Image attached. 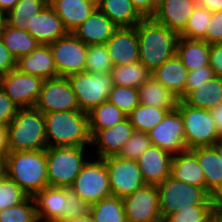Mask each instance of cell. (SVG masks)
Returning a JSON list of instances; mask_svg holds the SVG:
<instances>
[{
  "label": "cell",
  "mask_w": 222,
  "mask_h": 222,
  "mask_svg": "<svg viewBox=\"0 0 222 222\" xmlns=\"http://www.w3.org/2000/svg\"><path fill=\"white\" fill-rule=\"evenodd\" d=\"M110 74L113 85L132 88H139L151 77V71L140 61L113 66Z\"/></svg>",
  "instance_id": "33"
},
{
  "label": "cell",
  "mask_w": 222,
  "mask_h": 222,
  "mask_svg": "<svg viewBox=\"0 0 222 222\" xmlns=\"http://www.w3.org/2000/svg\"><path fill=\"white\" fill-rule=\"evenodd\" d=\"M59 222H94L90 214L83 217L60 220Z\"/></svg>",
  "instance_id": "56"
},
{
  "label": "cell",
  "mask_w": 222,
  "mask_h": 222,
  "mask_svg": "<svg viewBox=\"0 0 222 222\" xmlns=\"http://www.w3.org/2000/svg\"><path fill=\"white\" fill-rule=\"evenodd\" d=\"M6 24V13L0 10V33L5 28Z\"/></svg>",
  "instance_id": "57"
},
{
  "label": "cell",
  "mask_w": 222,
  "mask_h": 222,
  "mask_svg": "<svg viewBox=\"0 0 222 222\" xmlns=\"http://www.w3.org/2000/svg\"><path fill=\"white\" fill-rule=\"evenodd\" d=\"M16 68V60L0 39V77Z\"/></svg>",
  "instance_id": "50"
},
{
  "label": "cell",
  "mask_w": 222,
  "mask_h": 222,
  "mask_svg": "<svg viewBox=\"0 0 222 222\" xmlns=\"http://www.w3.org/2000/svg\"><path fill=\"white\" fill-rule=\"evenodd\" d=\"M197 3L211 12L222 11V0H197Z\"/></svg>",
  "instance_id": "53"
},
{
  "label": "cell",
  "mask_w": 222,
  "mask_h": 222,
  "mask_svg": "<svg viewBox=\"0 0 222 222\" xmlns=\"http://www.w3.org/2000/svg\"><path fill=\"white\" fill-rule=\"evenodd\" d=\"M204 173L206 192L216 198L222 192V158L216 146L196 147L190 150Z\"/></svg>",
  "instance_id": "22"
},
{
  "label": "cell",
  "mask_w": 222,
  "mask_h": 222,
  "mask_svg": "<svg viewBox=\"0 0 222 222\" xmlns=\"http://www.w3.org/2000/svg\"><path fill=\"white\" fill-rule=\"evenodd\" d=\"M147 134L152 145L162 148L172 156L187 150L184 139V121L177 108L168 111L163 120Z\"/></svg>",
  "instance_id": "14"
},
{
  "label": "cell",
  "mask_w": 222,
  "mask_h": 222,
  "mask_svg": "<svg viewBox=\"0 0 222 222\" xmlns=\"http://www.w3.org/2000/svg\"><path fill=\"white\" fill-rule=\"evenodd\" d=\"M36 219L35 203L30 196L19 204L0 210V222H34Z\"/></svg>",
  "instance_id": "42"
},
{
  "label": "cell",
  "mask_w": 222,
  "mask_h": 222,
  "mask_svg": "<svg viewBox=\"0 0 222 222\" xmlns=\"http://www.w3.org/2000/svg\"><path fill=\"white\" fill-rule=\"evenodd\" d=\"M25 30L44 45H49L68 33L62 20L49 4L39 14L29 18Z\"/></svg>",
  "instance_id": "19"
},
{
  "label": "cell",
  "mask_w": 222,
  "mask_h": 222,
  "mask_svg": "<svg viewBox=\"0 0 222 222\" xmlns=\"http://www.w3.org/2000/svg\"><path fill=\"white\" fill-rule=\"evenodd\" d=\"M8 153H9L8 128L0 126V157L5 160L6 155Z\"/></svg>",
  "instance_id": "52"
},
{
  "label": "cell",
  "mask_w": 222,
  "mask_h": 222,
  "mask_svg": "<svg viewBox=\"0 0 222 222\" xmlns=\"http://www.w3.org/2000/svg\"><path fill=\"white\" fill-rule=\"evenodd\" d=\"M4 174V159L0 157V176Z\"/></svg>",
  "instance_id": "61"
},
{
  "label": "cell",
  "mask_w": 222,
  "mask_h": 222,
  "mask_svg": "<svg viewBox=\"0 0 222 222\" xmlns=\"http://www.w3.org/2000/svg\"><path fill=\"white\" fill-rule=\"evenodd\" d=\"M118 27L98 8L72 33L86 45L105 44Z\"/></svg>",
  "instance_id": "24"
},
{
  "label": "cell",
  "mask_w": 222,
  "mask_h": 222,
  "mask_svg": "<svg viewBox=\"0 0 222 222\" xmlns=\"http://www.w3.org/2000/svg\"><path fill=\"white\" fill-rule=\"evenodd\" d=\"M19 0H0V10L6 14L11 11Z\"/></svg>",
  "instance_id": "55"
},
{
  "label": "cell",
  "mask_w": 222,
  "mask_h": 222,
  "mask_svg": "<svg viewBox=\"0 0 222 222\" xmlns=\"http://www.w3.org/2000/svg\"><path fill=\"white\" fill-rule=\"evenodd\" d=\"M97 8L117 27L136 26L144 19L131 0H97Z\"/></svg>",
  "instance_id": "28"
},
{
  "label": "cell",
  "mask_w": 222,
  "mask_h": 222,
  "mask_svg": "<svg viewBox=\"0 0 222 222\" xmlns=\"http://www.w3.org/2000/svg\"><path fill=\"white\" fill-rule=\"evenodd\" d=\"M215 146L217 147L220 156L222 158V137L218 140V142L215 144Z\"/></svg>",
  "instance_id": "60"
},
{
  "label": "cell",
  "mask_w": 222,
  "mask_h": 222,
  "mask_svg": "<svg viewBox=\"0 0 222 222\" xmlns=\"http://www.w3.org/2000/svg\"><path fill=\"white\" fill-rule=\"evenodd\" d=\"M170 176L178 181L203 188L206 191L204 173L197 157L190 150L173 156Z\"/></svg>",
  "instance_id": "27"
},
{
  "label": "cell",
  "mask_w": 222,
  "mask_h": 222,
  "mask_svg": "<svg viewBox=\"0 0 222 222\" xmlns=\"http://www.w3.org/2000/svg\"><path fill=\"white\" fill-rule=\"evenodd\" d=\"M166 108L139 104L128 116L134 131L148 132L156 127L167 114Z\"/></svg>",
  "instance_id": "36"
},
{
  "label": "cell",
  "mask_w": 222,
  "mask_h": 222,
  "mask_svg": "<svg viewBox=\"0 0 222 222\" xmlns=\"http://www.w3.org/2000/svg\"><path fill=\"white\" fill-rule=\"evenodd\" d=\"M212 12L196 5L180 37L189 40H203L210 22Z\"/></svg>",
  "instance_id": "38"
},
{
  "label": "cell",
  "mask_w": 222,
  "mask_h": 222,
  "mask_svg": "<svg viewBox=\"0 0 222 222\" xmlns=\"http://www.w3.org/2000/svg\"><path fill=\"white\" fill-rule=\"evenodd\" d=\"M105 45L113 66L139 61V40L135 26L118 27Z\"/></svg>",
  "instance_id": "17"
},
{
  "label": "cell",
  "mask_w": 222,
  "mask_h": 222,
  "mask_svg": "<svg viewBox=\"0 0 222 222\" xmlns=\"http://www.w3.org/2000/svg\"><path fill=\"white\" fill-rule=\"evenodd\" d=\"M54 57L58 76L85 72L87 46L73 33H67L49 44Z\"/></svg>",
  "instance_id": "11"
},
{
  "label": "cell",
  "mask_w": 222,
  "mask_h": 222,
  "mask_svg": "<svg viewBox=\"0 0 222 222\" xmlns=\"http://www.w3.org/2000/svg\"><path fill=\"white\" fill-rule=\"evenodd\" d=\"M46 168V149L9 152L4 160V173L30 197L49 186Z\"/></svg>",
  "instance_id": "3"
},
{
  "label": "cell",
  "mask_w": 222,
  "mask_h": 222,
  "mask_svg": "<svg viewBox=\"0 0 222 222\" xmlns=\"http://www.w3.org/2000/svg\"><path fill=\"white\" fill-rule=\"evenodd\" d=\"M210 114L215 122L220 136L222 137V103H220L217 107L211 109Z\"/></svg>",
  "instance_id": "54"
},
{
  "label": "cell",
  "mask_w": 222,
  "mask_h": 222,
  "mask_svg": "<svg viewBox=\"0 0 222 222\" xmlns=\"http://www.w3.org/2000/svg\"><path fill=\"white\" fill-rule=\"evenodd\" d=\"M44 79L17 68L0 77V87L19 108L34 107Z\"/></svg>",
  "instance_id": "13"
},
{
  "label": "cell",
  "mask_w": 222,
  "mask_h": 222,
  "mask_svg": "<svg viewBox=\"0 0 222 222\" xmlns=\"http://www.w3.org/2000/svg\"><path fill=\"white\" fill-rule=\"evenodd\" d=\"M173 156L162 148L151 145L137 160L143 180L158 185L170 176Z\"/></svg>",
  "instance_id": "20"
},
{
  "label": "cell",
  "mask_w": 222,
  "mask_h": 222,
  "mask_svg": "<svg viewBox=\"0 0 222 222\" xmlns=\"http://www.w3.org/2000/svg\"><path fill=\"white\" fill-rule=\"evenodd\" d=\"M68 33L78 28L96 9V0H49Z\"/></svg>",
  "instance_id": "23"
},
{
  "label": "cell",
  "mask_w": 222,
  "mask_h": 222,
  "mask_svg": "<svg viewBox=\"0 0 222 222\" xmlns=\"http://www.w3.org/2000/svg\"><path fill=\"white\" fill-rule=\"evenodd\" d=\"M34 108L43 114L80 110L76 94L64 76L44 80Z\"/></svg>",
  "instance_id": "10"
},
{
  "label": "cell",
  "mask_w": 222,
  "mask_h": 222,
  "mask_svg": "<svg viewBox=\"0 0 222 222\" xmlns=\"http://www.w3.org/2000/svg\"><path fill=\"white\" fill-rule=\"evenodd\" d=\"M203 41L210 45L222 43V11L212 12Z\"/></svg>",
  "instance_id": "46"
},
{
  "label": "cell",
  "mask_w": 222,
  "mask_h": 222,
  "mask_svg": "<svg viewBox=\"0 0 222 222\" xmlns=\"http://www.w3.org/2000/svg\"><path fill=\"white\" fill-rule=\"evenodd\" d=\"M151 145V140L146 132L134 131L118 156L122 159L137 161Z\"/></svg>",
  "instance_id": "44"
},
{
  "label": "cell",
  "mask_w": 222,
  "mask_h": 222,
  "mask_svg": "<svg viewBox=\"0 0 222 222\" xmlns=\"http://www.w3.org/2000/svg\"><path fill=\"white\" fill-rule=\"evenodd\" d=\"M158 0H131L137 12L144 18H152L157 8Z\"/></svg>",
  "instance_id": "51"
},
{
  "label": "cell",
  "mask_w": 222,
  "mask_h": 222,
  "mask_svg": "<svg viewBox=\"0 0 222 222\" xmlns=\"http://www.w3.org/2000/svg\"><path fill=\"white\" fill-rule=\"evenodd\" d=\"M109 173L112 196L124 198L146 185L138 162L110 156L104 159Z\"/></svg>",
  "instance_id": "12"
},
{
  "label": "cell",
  "mask_w": 222,
  "mask_h": 222,
  "mask_svg": "<svg viewBox=\"0 0 222 222\" xmlns=\"http://www.w3.org/2000/svg\"><path fill=\"white\" fill-rule=\"evenodd\" d=\"M32 198L38 219L50 222L67 219L66 188L48 186Z\"/></svg>",
  "instance_id": "21"
},
{
  "label": "cell",
  "mask_w": 222,
  "mask_h": 222,
  "mask_svg": "<svg viewBox=\"0 0 222 222\" xmlns=\"http://www.w3.org/2000/svg\"><path fill=\"white\" fill-rule=\"evenodd\" d=\"M218 209H222V192L215 198Z\"/></svg>",
  "instance_id": "59"
},
{
  "label": "cell",
  "mask_w": 222,
  "mask_h": 222,
  "mask_svg": "<svg viewBox=\"0 0 222 222\" xmlns=\"http://www.w3.org/2000/svg\"><path fill=\"white\" fill-rule=\"evenodd\" d=\"M156 186L162 219L193 205H217L215 198L203 188L178 181L171 176Z\"/></svg>",
  "instance_id": "6"
},
{
  "label": "cell",
  "mask_w": 222,
  "mask_h": 222,
  "mask_svg": "<svg viewBox=\"0 0 222 222\" xmlns=\"http://www.w3.org/2000/svg\"><path fill=\"white\" fill-rule=\"evenodd\" d=\"M47 147L91 146L88 113L74 110L44 114Z\"/></svg>",
  "instance_id": "2"
},
{
  "label": "cell",
  "mask_w": 222,
  "mask_h": 222,
  "mask_svg": "<svg viewBox=\"0 0 222 222\" xmlns=\"http://www.w3.org/2000/svg\"><path fill=\"white\" fill-rule=\"evenodd\" d=\"M214 72L209 66L200 67L193 71H188L187 81H186V96L204 81L210 80L214 77Z\"/></svg>",
  "instance_id": "48"
},
{
  "label": "cell",
  "mask_w": 222,
  "mask_h": 222,
  "mask_svg": "<svg viewBox=\"0 0 222 222\" xmlns=\"http://www.w3.org/2000/svg\"><path fill=\"white\" fill-rule=\"evenodd\" d=\"M209 65L214 75L222 78V43L210 45Z\"/></svg>",
  "instance_id": "49"
},
{
  "label": "cell",
  "mask_w": 222,
  "mask_h": 222,
  "mask_svg": "<svg viewBox=\"0 0 222 222\" xmlns=\"http://www.w3.org/2000/svg\"><path fill=\"white\" fill-rule=\"evenodd\" d=\"M91 157V146L47 147L46 169L49 186L70 188Z\"/></svg>",
  "instance_id": "5"
},
{
  "label": "cell",
  "mask_w": 222,
  "mask_h": 222,
  "mask_svg": "<svg viewBox=\"0 0 222 222\" xmlns=\"http://www.w3.org/2000/svg\"><path fill=\"white\" fill-rule=\"evenodd\" d=\"M28 195L5 173L0 176V210L23 202Z\"/></svg>",
  "instance_id": "43"
},
{
  "label": "cell",
  "mask_w": 222,
  "mask_h": 222,
  "mask_svg": "<svg viewBox=\"0 0 222 222\" xmlns=\"http://www.w3.org/2000/svg\"><path fill=\"white\" fill-rule=\"evenodd\" d=\"M7 128L9 152L47 148L44 114L36 108H19Z\"/></svg>",
  "instance_id": "4"
},
{
  "label": "cell",
  "mask_w": 222,
  "mask_h": 222,
  "mask_svg": "<svg viewBox=\"0 0 222 222\" xmlns=\"http://www.w3.org/2000/svg\"><path fill=\"white\" fill-rule=\"evenodd\" d=\"M67 219L89 214L90 206L82 201L71 188H66Z\"/></svg>",
  "instance_id": "45"
},
{
  "label": "cell",
  "mask_w": 222,
  "mask_h": 222,
  "mask_svg": "<svg viewBox=\"0 0 222 222\" xmlns=\"http://www.w3.org/2000/svg\"><path fill=\"white\" fill-rule=\"evenodd\" d=\"M183 101L189 106L211 110L222 103V78L214 76L192 90Z\"/></svg>",
  "instance_id": "30"
},
{
  "label": "cell",
  "mask_w": 222,
  "mask_h": 222,
  "mask_svg": "<svg viewBox=\"0 0 222 222\" xmlns=\"http://www.w3.org/2000/svg\"><path fill=\"white\" fill-rule=\"evenodd\" d=\"M108 101L128 116L139 105V90L138 88L113 85Z\"/></svg>",
  "instance_id": "41"
},
{
  "label": "cell",
  "mask_w": 222,
  "mask_h": 222,
  "mask_svg": "<svg viewBox=\"0 0 222 222\" xmlns=\"http://www.w3.org/2000/svg\"><path fill=\"white\" fill-rule=\"evenodd\" d=\"M16 68L22 73L44 80L58 76L50 45L40 44L30 54L18 59Z\"/></svg>",
  "instance_id": "25"
},
{
  "label": "cell",
  "mask_w": 222,
  "mask_h": 222,
  "mask_svg": "<svg viewBox=\"0 0 222 222\" xmlns=\"http://www.w3.org/2000/svg\"><path fill=\"white\" fill-rule=\"evenodd\" d=\"M217 210V205H193L167 215L163 220L165 222H211Z\"/></svg>",
  "instance_id": "39"
},
{
  "label": "cell",
  "mask_w": 222,
  "mask_h": 222,
  "mask_svg": "<svg viewBox=\"0 0 222 222\" xmlns=\"http://www.w3.org/2000/svg\"><path fill=\"white\" fill-rule=\"evenodd\" d=\"M89 206L112 196L104 159L91 157L70 187Z\"/></svg>",
  "instance_id": "8"
},
{
  "label": "cell",
  "mask_w": 222,
  "mask_h": 222,
  "mask_svg": "<svg viewBox=\"0 0 222 222\" xmlns=\"http://www.w3.org/2000/svg\"><path fill=\"white\" fill-rule=\"evenodd\" d=\"M128 222H158L160 214L159 196L156 185L146 184L123 198Z\"/></svg>",
  "instance_id": "15"
},
{
  "label": "cell",
  "mask_w": 222,
  "mask_h": 222,
  "mask_svg": "<svg viewBox=\"0 0 222 222\" xmlns=\"http://www.w3.org/2000/svg\"><path fill=\"white\" fill-rule=\"evenodd\" d=\"M177 109L184 121V139L187 150L215 146L221 136L210 110L189 106L183 100L179 101Z\"/></svg>",
  "instance_id": "7"
},
{
  "label": "cell",
  "mask_w": 222,
  "mask_h": 222,
  "mask_svg": "<svg viewBox=\"0 0 222 222\" xmlns=\"http://www.w3.org/2000/svg\"><path fill=\"white\" fill-rule=\"evenodd\" d=\"M85 72L110 73L113 62L105 44L87 46Z\"/></svg>",
  "instance_id": "40"
},
{
  "label": "cell",
  "mask_w": 222,
  "mask_h": 222,
  "mask_svg": "<svg viewBox=\"0 0 222 222\" xmlns=\"http://www.w3.org/2000/svg\"><path fill=\"white\" fill-rule=\"evenodd\" d=\"M18 110L19 107L0 87V126L7 127L17 114Z\"/></svg>",
  "instance_id": "47"
},
{
  "label": "cell",
  "mask_w": 222,
  "mask_h": 222,
  "mask_svg": "<svg viewBox=\"0 0 222 222\" xmlns=\"http://www.w3.org/2000/svg\"><path fill=\"white\" fill-rule=\"evenodd\" d=\"M176 55L188 71L209 66L210 44L203 40H189L180 37Z\"/></svg>",
  "instance_id": "31"
},
{
  "label": "cell",
  "mask_w": 222,
  "mask_h": 222,
  "mask_svg": "<svg viewBox=\"0 0 222 222\" xmlns=\"http://www.w3.org/2000/svg\"><path fill=\"white\" fill-rule=\"evenodd\" d=\"M0 39L16 61L27 56L40 45L28 31L15 29L7 24L0 33Z\"/></svg>",
  "instance_id": "32"
},
{
  "label": "cell",
  "mask_w": 222,
  "mask_h": 222,
  "mask_svg": "<svg viewBox=\"0 0 222 222\" xmlns=\"http://www.w3.org/2000/svg\"><path fill=\"white\" fill-rule=\"evenodd\" d=\"M139 104L166 108L168 111L178 107L180 99L151 76L139 88Z\"/></svg>",
  "instance_id": "29"
},
{
  "label": "cell",
  "mask_w": 222,
  "mask_h": 222,
  "mask_svg": "<svg viewBox=\"0 0 222 222\" xmlns=\"http://www.w3.org/2000/svg\"><path fill=\"white\" fill-rule=\"evenodd\" d=\"M34 222H50V221H45V220L36 219Z\"/></svg>",
  "instance_id": "62"
},
{
  "label": "cell",
  "mask_w": 222,
  "mask_h": 222,
  "mask_svg": "<svg viewBox=\"0 0 222 222\" xmlns=\"http://www.w3.org/2000/svg\"><path fill=\"white\" fill-rule=\"evenodd\" d=\"M48 4L49 0H19L15 7L6 14L7 25L25 30L29 18L39 14Z\"/></svg>",
  "instance_id": "37"
},
{
  "label": "cell",
  "mask_w": 222,
  "mask_h": 222,
  "mask_svg": "<svg viewBox=\"0 0 222 222\" xmlns=\"http://www.w3.org/2000/svg\"><path fill=\"white\" fill-rule=\"evenodd\" d=\"M133 132V126L128 118L113 127L99 130L92 137V156L100 159L118 156Z\"/></svg>",
  "instance_id": "16"
},
{
  "label": "cell",
  "mask_w": 222,
  "mask_h": 222,
  "mask_svg": "<svg viewBox=\"0 0 222 222\" xmlns=\"http://www.w3.org/2000/svg\"><path fill=\"white\" fill-rule=\"evenodd\" d=\"M90 216L94 222H128L123 198L110 196L90 206Z\"/></svg>",
  "instance_id": "35"
},
{
  "label": "cell",
  "mask_w": 222,
  "mask_h": 222,
  "mask_svg": "<svg viewBox=\"0 0 222 222\" xmlns=\"http://www.w3.org/2000/svg\"><path fill=\"white\" fill-rule=\"evenodd\" d=\"M211 222H222V209L215 212Z\"/></svg>",
  "instance_id": "58"
},
{
  "label": "cell",
  "mask_w": 222,
  "mask_h": 222,
  "mask_svg": "<svg viewBox=\"0 0 222 222\" xmlns=\"http://www.w3.org/2000/svg\"><path fill=\"white\" fill-rule=\"evenodd\" d=\"M159 83L172 91L180 100L186 97V81L188 70L175 55L151 72Z\"/></svg>",
  "instance_id": "26"
},
{
  "label": "cell",
  "mask_w": 222,
  "mask_h": 222,
  "mask_svg": "<svg viewBox=\"0 0 222 222\" xmlns=\"http://www.w3.org/2000/svg\"><path fill=\"white\" fill-rule=\"evenodd\" d=\"M67 78L76 94L80 111L86 113L107 101L113 87L110 73L80 72Z\"/></svg>",
  "instance_id": "9"
},
{
  "label": "cell",
  "mask_w": 222,
  "mask_h": 222,
  "mask_svg": "<svg viewBox=\"0 0 222 222\" xmlns=\"http://www.w3.org/2000/svg\"><path fill=\"white\" fill-rule=\"evenodd\" d=\"M90 133L93 137L99 130L115 126L127 118L116 105L108 100L88 113Z\"/></svg>",
  "instance_id": "34"
},
{
  "label": "cell",
  "mask_w": 222,
  "mask_h": 222,
  "mask_svg": "<svg viewBox=\"0 0 222 222\" xmlns=\"http://www.w3.org/2000/svg\"><path fill=\"white\" fill-rule=\"evenodd\" d=\"M139 40V61L151 72L176 55L180 34L157 23L152 18L136 26Z\"/></svg>",
  "instance_id": "1"
},
{
  "label": "cell",
  "mask_w": 222,
  "mask_h": 222,
  "mask_svg": "<svg viewBox=\"0 0 222 222\" xmlns=\"http://www.w3.org/2000/svg\"><path fill=\"white\" fill-rule=\"evenodd\" d=\"M197 4V0H158L152 19L181 34Z\"/></svg>",
  "instance_id": "18"
}]
</instances>
